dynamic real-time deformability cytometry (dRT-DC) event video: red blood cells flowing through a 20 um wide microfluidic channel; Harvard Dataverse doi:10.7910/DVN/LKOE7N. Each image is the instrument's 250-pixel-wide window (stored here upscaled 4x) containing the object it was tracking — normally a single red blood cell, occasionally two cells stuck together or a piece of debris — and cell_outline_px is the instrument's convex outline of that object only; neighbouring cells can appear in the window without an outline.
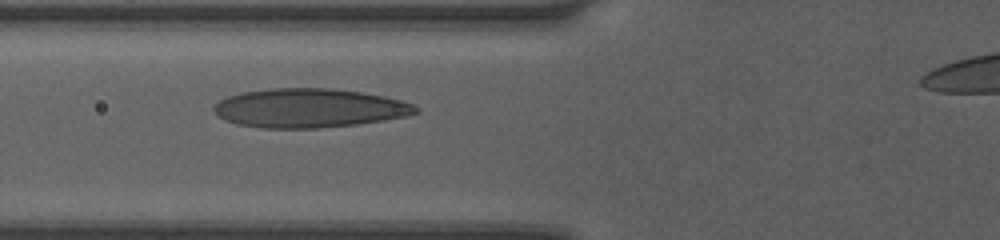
{"species": "human", "species_latin": "Homo sapiens", "temperature_condition": "room temperature", "stored_images_in_passage": 6, "camera_frame_rate_fps": 3000, "um_per_image_px": 0.085, "donor": {"sex": "female"}, "frame": {"image": 1, "passage_image": 5, "time_ms": 4.0, "image_size_px": [1000, 240], "cell_outline_px": [[420, 112], [408, 116], [384, 120], [356, 124], [320, 128], [260, 128], [236, 124], [224, 120], [212, 108], [220, 100], [228, 96], [240, 92], [272, 88], [332, 88], [360, 92], [384, 96], [400, 100], [412, 104], [420, 108]], "centroid_in_image_um": [26.29, 9.19], "position_along_channel_um": 99.5, "area_um2": 46.01}}